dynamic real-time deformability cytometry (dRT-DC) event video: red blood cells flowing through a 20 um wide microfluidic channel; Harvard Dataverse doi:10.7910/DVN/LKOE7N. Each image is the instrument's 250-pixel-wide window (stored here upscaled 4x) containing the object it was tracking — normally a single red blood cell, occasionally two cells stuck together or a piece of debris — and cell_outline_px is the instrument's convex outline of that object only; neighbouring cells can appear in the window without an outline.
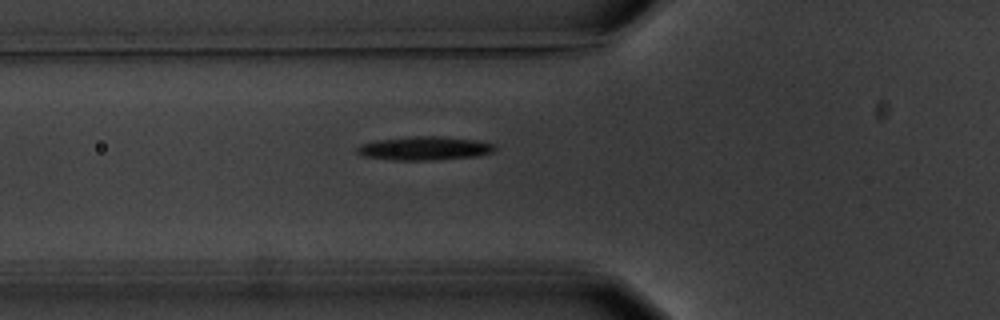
{"species": "common noctule bat (a hibernating species)", "species_latin": "Nyctalus noctula", "temperature_condition": "warm", "stored_images_in_passage": 6, "camera_frame_rate_fps": 3000, "um_per_image_px": 0.085, "animal": {"sex": "male", "body_mass_g": 20.1, "forearm_length_mm": 53.5}, "frame": {"image": 1, "passage_image": 6, "time_ms": 6.667, "image_size_px": [1000, 320], "cell_outline_px": [[496, 148], [492, 152], [480, 156], [436, 160], [392, 160], [364, 156], [356, 152], [356, 148], [360, 144], [376, 140], [412, 136], [440, 136], [476, 140], [492, 144]], "centroid_in_image_um": [36.07, 12.61], "position_along_channel_um": 89.7, "area_um2": 19.07}}